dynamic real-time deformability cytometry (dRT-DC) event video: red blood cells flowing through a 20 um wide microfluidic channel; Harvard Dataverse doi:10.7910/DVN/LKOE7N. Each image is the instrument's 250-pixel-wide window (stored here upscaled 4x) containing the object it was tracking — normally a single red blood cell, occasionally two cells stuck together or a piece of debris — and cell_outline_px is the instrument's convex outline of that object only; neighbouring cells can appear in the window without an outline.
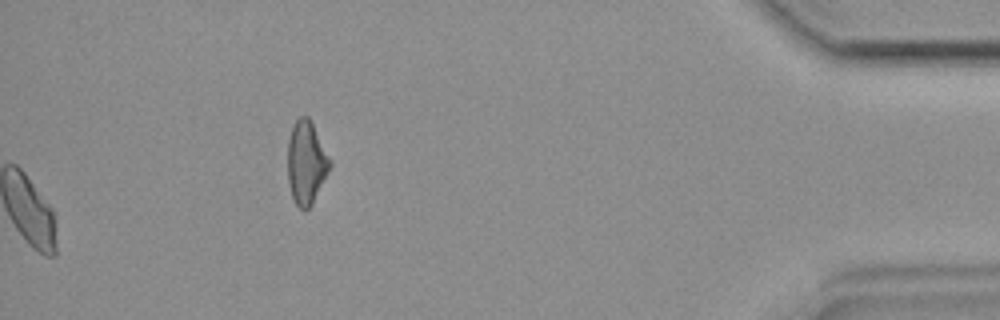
{"species": "common noctule bat (a hibernating species)", "species_latin": "Nyctalus noctula", "temperature_condition": "room temperature", "stored_images_in_passage": 33, "camera_frame_rate_fps": 3000, "um_per_image_px": 0.085, "animal": {"sex": "female", "body_mass_g": 19.9}, "frame": {"image": 1, "passage_image": 33, "time_ms": 10.667, "image_size_px": [1000, 320], "cell_outline_px": [[332, 164], [312, 204], [308, 208], [300, 208], [296, 204], [292, 196], [288, 180], [288, 140], [292, 128], [296, 120], [300, 116], [308, 116], [332, 160]], "centroid_in_image_um": [26.04, 13.8], "position_along_channel_um": 409.2, "area_um2": 20.23}}